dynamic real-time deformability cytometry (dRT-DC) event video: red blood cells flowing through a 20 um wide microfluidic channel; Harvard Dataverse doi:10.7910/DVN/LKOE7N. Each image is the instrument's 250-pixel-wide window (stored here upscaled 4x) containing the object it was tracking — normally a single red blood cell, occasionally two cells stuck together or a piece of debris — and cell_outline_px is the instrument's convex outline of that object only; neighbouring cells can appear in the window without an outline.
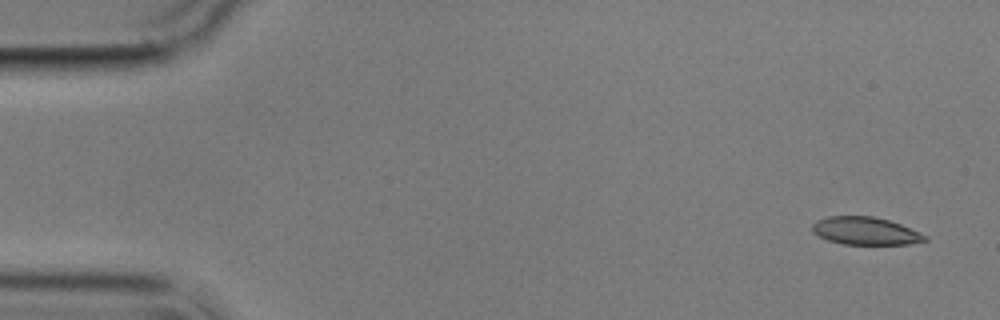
{"species": "common noctule bat (a hibernating species)", "species_latin": "Nyctalus noctula", "temperature_condition": "cold", "stored_images_in_passage": 6, "camera_frame_rate_fps": 3000, "um_per_image_px": 0.085, "animal": {"sex": "male", "body_mass_g": 17.9}, "frame": {"image": 1, "passage_image": 1, "time_ms": 0.0, "image_size_px": [1000, 320], "cell_outline_px": [[928, 240], [908, 244], [844, 244], [828, 240], [812, 232], [812, 224], [816, 220], [828, 216], [872, 216], [888, 220], [900, 224], [920, 232], [928, 236]], "centroid_in_image_um": [73.56, 19.62], "position_along_channel_um": 11.4, "area_um2": 18.15}}
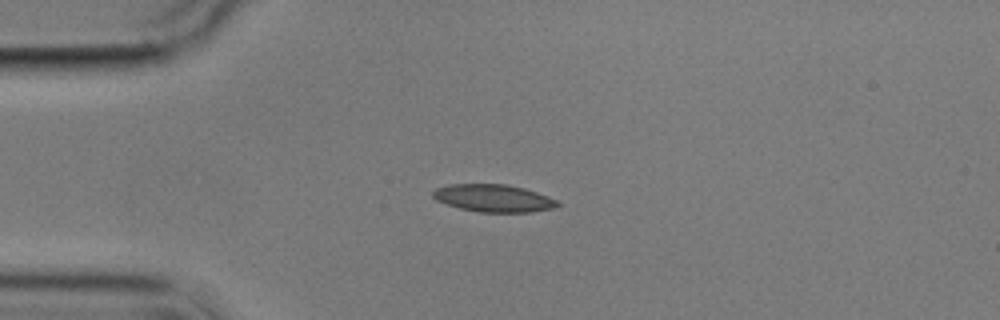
{"frame": {"image": 2, "passage_image": 4, "time_ms": 3.667, "image_size_px": [1000, 320], "cell_outline_px": [[560, 204], [556, 208], [532, 212], [480, 212], [460, 208], [436, 200], [432, 196], [432, 192], [436, 188], [448, 184], [508, 184], [524, 188], [548, 196], [556, 200]], "centroid_in_image_um": [41.96, 16.84], "position_along_channel_um": 43.0, "area_um2": 20.0}}
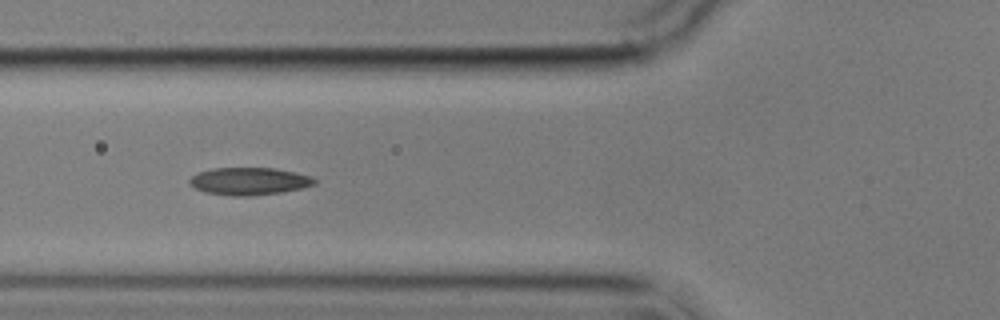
{"frame": {"image": 3, "passage_image": 6, "time_ms": 6.0, "image_size_px": [1000, 320], "cell_outline_px": [[316, 184], [284, 192], [248, 196], [232, 196], [204, 192], [188, 184], [188, 180], [192, 176], [200, 172], [216, 168], [276, 168], [296, 172], [312, 176], [316, 180]], "centroid_in_image_um": [21.2, 15.4], "position_along_channel_um": 104.6, "area_um2": 20.06}}